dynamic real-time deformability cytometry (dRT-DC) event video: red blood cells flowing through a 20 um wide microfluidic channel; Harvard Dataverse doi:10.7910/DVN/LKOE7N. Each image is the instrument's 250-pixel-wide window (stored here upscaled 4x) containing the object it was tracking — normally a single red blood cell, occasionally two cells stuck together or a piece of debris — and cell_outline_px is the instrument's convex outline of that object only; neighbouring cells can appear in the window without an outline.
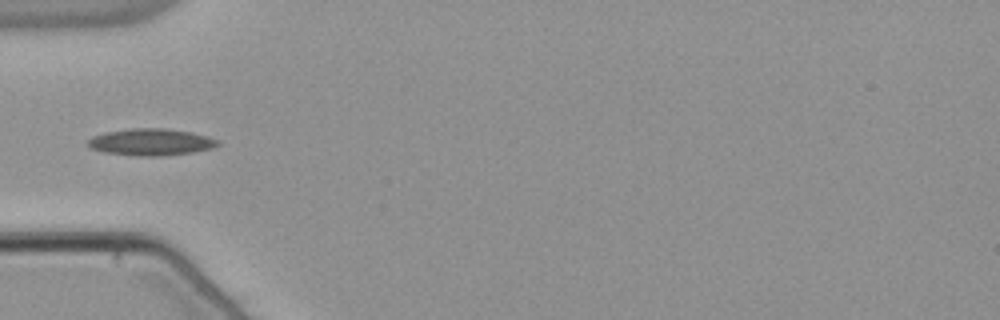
{"species": "common noctule bat (a hibernating species)", "species_latin": "Nyctalus noctula", "temperature_condition": "warm", "stored_images_in_passage": 9, "camera_frame_rate_fps": 3000, "um_per_image_px": 0.085, "animal": {"sex": "male", "body_mass_g": 21.5, "forearm_length_mm": 52.0}, "frame": {"image": 1, "passage_image": 1, "time_ms": 0.0, "image_size_px": [1000, 320], "cell_outline_px": [[220, 144], [216, 148], [192, 152], [164, 156], [136, 156], [104, 152], [92, 148], [88, 144], [88, 140], [92, 136], [104, 132], [132, 128], [164, 128], [192, 132], [208, 136], [220, 140]], "centroid_in_image_um": [12.89, 12.07], "position_along_channel_um": 72.1, "area_um2": 20.52}}
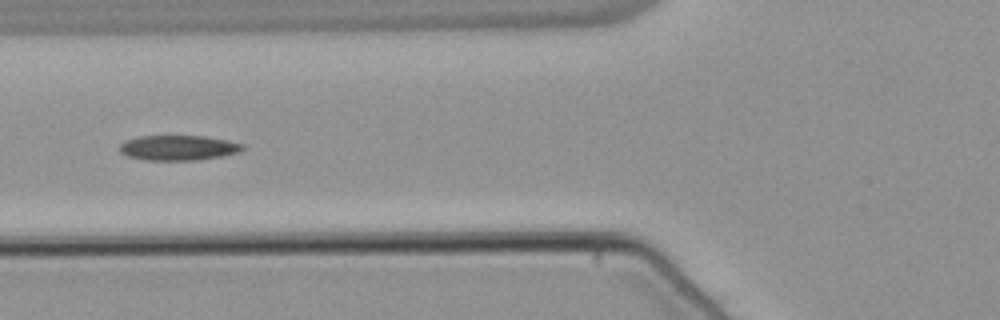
{"frame": {"image": 2, "passage_image": 4, "time_ms": 1.0, "image_size_px": [1000, 320], "cell_outline_px": [[244, 148], [240, 152], [200, 160], [144, 160], [128, 156], [120, 152], [120, 144], [124, 140], [140, 136], [204, 136], [228, 140], [244, 144]], "centroid_in_image_um": [15.16, 12.56], "position_along_channel_um": 110.6, "area_um2": 18.03}}
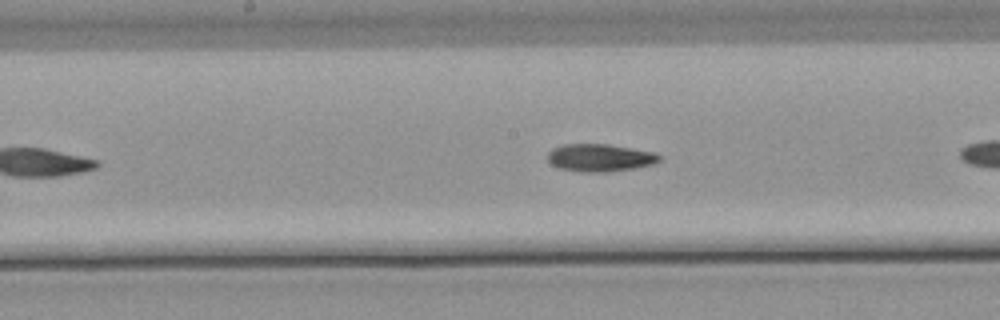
{"frame": {"image": 3, "passage_image": 8, "time_ms": 2.333, "image_size_px": [1000, 320], "cell_outline_px": [[664, 156], [660, 160], [652, 164], [636, 168], [608, 172], [580, 172], [560, 168], [552, 164], [548, 160], [548, 152], [552, 148], [564, 144], [608, 144], [656, 152]], "centroid_in_image_um": [51.03, 13.4], "position_along_channel_um": 197.2, "area_um2": 18.15}}